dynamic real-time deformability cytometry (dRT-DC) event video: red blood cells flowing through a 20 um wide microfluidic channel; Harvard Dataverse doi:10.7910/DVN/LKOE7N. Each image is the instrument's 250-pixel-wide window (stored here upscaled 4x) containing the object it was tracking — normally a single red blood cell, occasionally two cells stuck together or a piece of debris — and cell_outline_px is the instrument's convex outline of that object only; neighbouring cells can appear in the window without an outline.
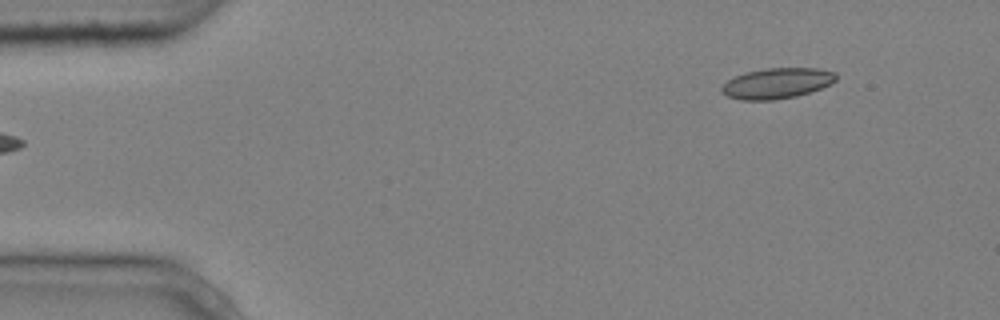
{"species": "common noctule bat (a hibernating species)", "species_latin": "Nyctalus noctula", "temperature_condition": "cold", "stored_images_in_passage": 6, "segment_of_instrument_passage": [2, 2], "camera_frame_rate_fps": 3000, "um_per_image_px": 0.085, "animal": {"sex": "male", "body_mass_g": 20.4}, "frame": {"image": 1, "passage_image": 6, "time_ms": 1.667, "image_size_px": [1000, 320], "cell_outline_px": [[836, 80], [832, 84], [796, 96], [772, 100], [740, 100], [728, 96], [720, 92], [720, 88], [728, 80], [744, 72], [764, 68], [820, 68], [836, 72]], "centroid_in_image_um": [66.04, 7.07], "position_along_channel_um": 19.0, "area_um2": 20.46}}